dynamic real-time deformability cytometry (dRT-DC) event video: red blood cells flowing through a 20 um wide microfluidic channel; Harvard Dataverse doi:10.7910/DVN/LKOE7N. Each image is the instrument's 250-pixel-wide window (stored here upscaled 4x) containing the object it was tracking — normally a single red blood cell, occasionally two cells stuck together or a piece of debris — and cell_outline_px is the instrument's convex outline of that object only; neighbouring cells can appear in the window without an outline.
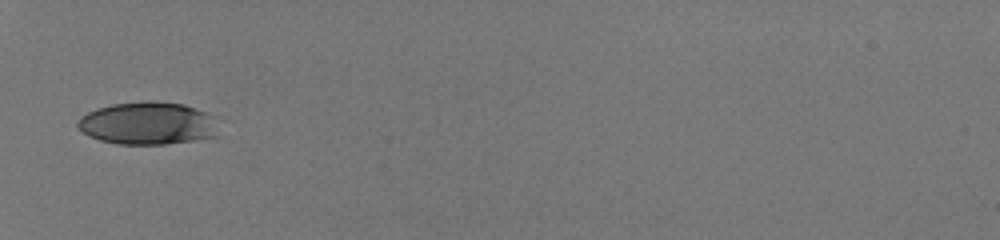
{"species": "human", "species_latin": "Homo sapiens", "temperature_condition": "room temperature", "stored_images_in_passage": 30, "camera_frame_rate_fps": 3000, "um_per_image_px": 0.085, "donor": {"sex": "male"}, "frame": {"image": 1, "passage_image": 1, "time_ms": 0.0, "image_size_px": [1000, 240], "cell_outline_px": [[220, 136], [164, 144], [116, 144], [100, 140], [88, 136], [76, 124], [80, 116], [96, 108], [112, 104], [148, 100], [184, 104], [204, 112], [212, 116]], "centroid_in_image_um": [12.54, 10.48], "position_along_channel_um": 72.5, "area_um2": 35.03}}
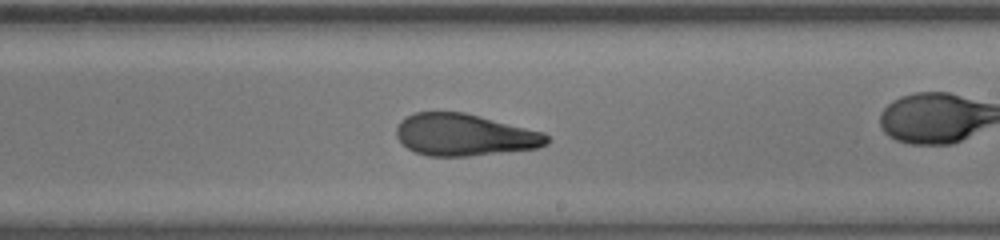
{"frame": {"image": 2, "passage_image": 12, "time_ms": 3.667, "image_size_px": [1000, 240], "cell_outline_px": [[548, 144], [536, 148], [468, 156], [428, 156], [416, 152], [408, 148], [396, 136], [396, 128], [400, 120], [416, 112], [464, 112], [544, 132], [548, 136]], "centroid_in_image_um": [39.47, 11.46], "position_along_channel_um": 249.5, "area_um2": 36.53}}
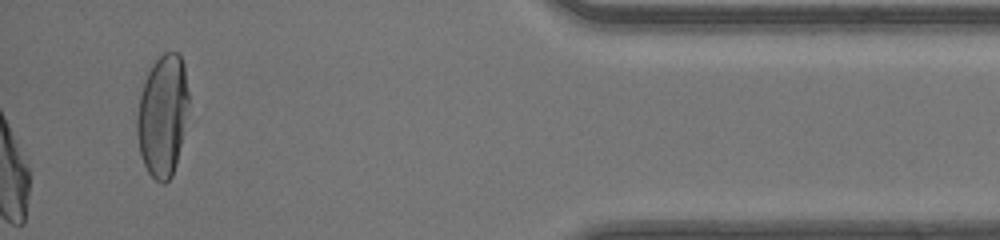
{"frame": {"image": 3, "passage_image": 30, "time_ms": 9.667, "image_size_px": [1000, 240], "cell_outline_px": [[188, 100], [180, 144], [176, 164], [172, 176], [164, 184], [160, 184], [148, 172], [144, 164], [140, 152], [136, 132], [136, 120], [140, 96], [144, 80], [152, 64], [164, 52], [176, 52], [180, 56], [184, 64], [188, 92]], "centroid_in_image_um": [13.8, 9.81], "position_along_channel_um": 421.4, "area_um2": 36.18}, "authors_computed_cell_mechanics": {"area_um2": 36.7319, "velocity_mm_per_s": 4.1975, "shape_relaxation_time_tau1_ms": 6.2389, "shape_relaxation_time_tau2_ms": 1.0598, "deformation_change_tau1": 0.2119, "deformation_change_tau2": 0.0857}}